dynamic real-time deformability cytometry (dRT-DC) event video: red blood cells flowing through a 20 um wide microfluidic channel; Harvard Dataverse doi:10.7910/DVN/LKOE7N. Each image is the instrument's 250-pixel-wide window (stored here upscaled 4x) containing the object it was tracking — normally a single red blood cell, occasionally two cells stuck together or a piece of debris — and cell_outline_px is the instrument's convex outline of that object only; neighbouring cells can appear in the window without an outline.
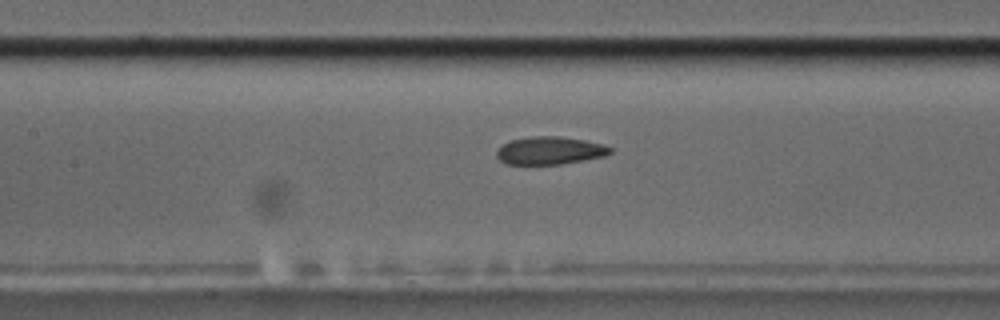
{"species": "common noctule bat (a hibernating species)", "species_latin": "Nyctalus noctula", "temperature_condition": "cold", "stored_images_in_passage": 14, "camera_frame_rate_fps": 3000, "um_per_image_px": 0.085, "animal": {"sex": "male", "body_mass_g": 17.5, "forearm_length_mm": 52.3}, "frame": {"image": 1, "passage_image": 8, "time_ms": 2.333, "image_size_px": [1000, 320], "cell_outline_px": [[612, 152], [604, 156], [584, 160], [560, 164], [508, 164], [500, 160], [496, 156], [496, 152], [504, 144], [512, 140], [532, 136], [556, 136], [584, 140], [604, 144], [612, 148]], "centroid_in_image_um": [46.76, 12.8], "position_along_channel_um": 160.6, "area_um2": 18.21}}
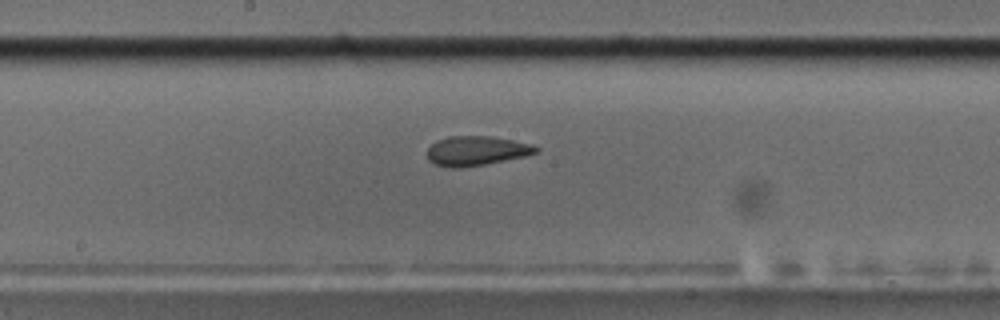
{"frame": {"image": 2, "passage_image": 12, "time_ms": 3.667, "image_size_px": [1000, 320], "cell_outline_px": [[540, 148], [536, 152], [524, 156], [484, 164], [460, 168], [452, 168], [436, 164], [428, 160], [428, 148], [436, 140], [448, 136], [492, 136], [532, 144]], "centroid_in_image_um": [40.47, 12.81], "position_along_channel_um": 207.7, "area_um2": 18.55}}